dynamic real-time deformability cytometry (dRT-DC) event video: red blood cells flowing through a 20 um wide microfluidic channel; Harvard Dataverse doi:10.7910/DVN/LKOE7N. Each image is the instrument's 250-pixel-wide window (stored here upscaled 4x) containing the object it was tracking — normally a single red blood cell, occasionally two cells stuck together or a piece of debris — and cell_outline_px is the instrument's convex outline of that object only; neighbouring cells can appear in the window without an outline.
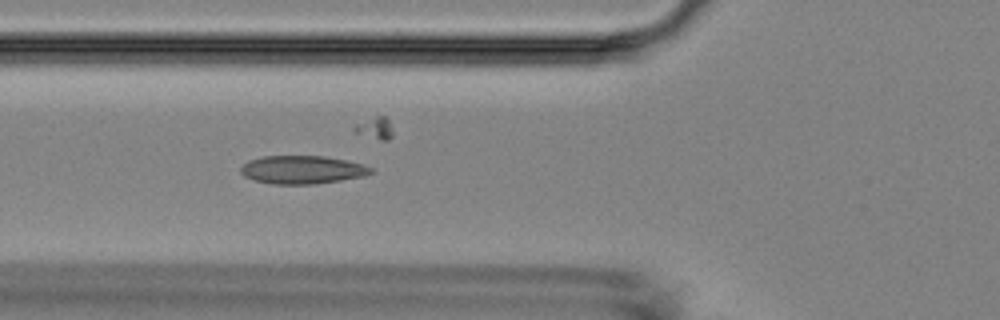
{"species": "Egyptian fruit bat (a non-hibernating species)", "species_latin": "Rousettus aegyptiacus", "temperature_condition": "room temperature", "stored_images_in_passage": 51, "camera_frame_rate_fps": 3000, "um_per_image_px": 0.085, "animal": {"sex": "female"}, "frame": {"image": 1, "passage_image": 20, "time_ms": 6.333, "image_size_px": [1000, 320], "cell_outline_px": [[372, 172], [364, 176], [316, 184], [272, 184], [256, 180], [244, 176], [240, 172], [240, 168], [248, 160], [264, 156], [324, 156], [344, 160], [360, 164], [372, 168]], "centroid_in_image_um": [25.65, 14.43], "position_along_channel_um": 100.1, "area_um2": 21.15}}
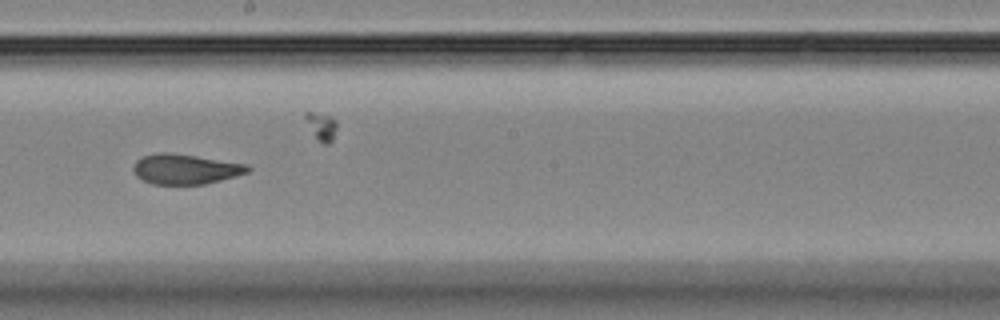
{"frame": {"image": 2, "passage_image": 31, "time_ms": 10.0, "image_size_px": [1000, 320], "cell_outline_px": [[252, 168], [248, 172], [236, 176], [204, 184], [152, 184], [136, 176], [132, 168], [136, 160], [144, 156], [160, 152], [168, 152], [196, 156], [248, 164]], "centroid_in_image_um": [15.76, 14.37], "position_along_channel_um": 232.4, "area_um2": 20.0}}
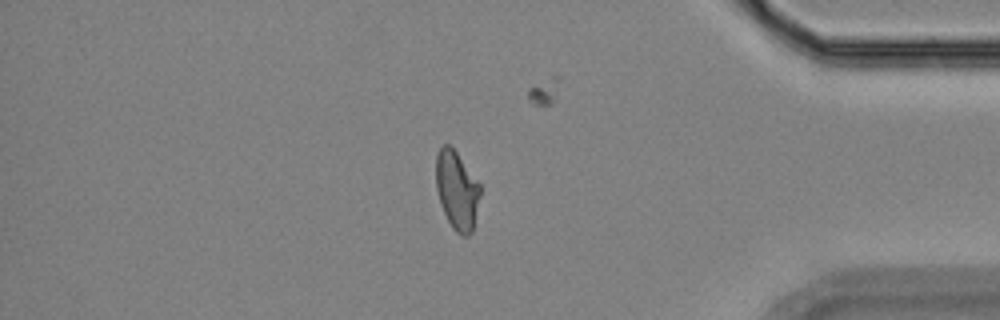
{"frame": {"image": 3, "passage_image": 47, "time_ms": 15.333, "image_size_px": [1000, 320], "cell_outline_px": [[480, 196], [472, 232], [468, 236], [460, 236], [452, 228], [444, 212], [436, 188], [436, 156], [440, 148], [444, 144], [448, 144], [456, 152], [480, 184]], "centroid_in_image_um": [38.84, 16.2], "position_along_channel_um": 396.4, "area_um2": 20.0}}